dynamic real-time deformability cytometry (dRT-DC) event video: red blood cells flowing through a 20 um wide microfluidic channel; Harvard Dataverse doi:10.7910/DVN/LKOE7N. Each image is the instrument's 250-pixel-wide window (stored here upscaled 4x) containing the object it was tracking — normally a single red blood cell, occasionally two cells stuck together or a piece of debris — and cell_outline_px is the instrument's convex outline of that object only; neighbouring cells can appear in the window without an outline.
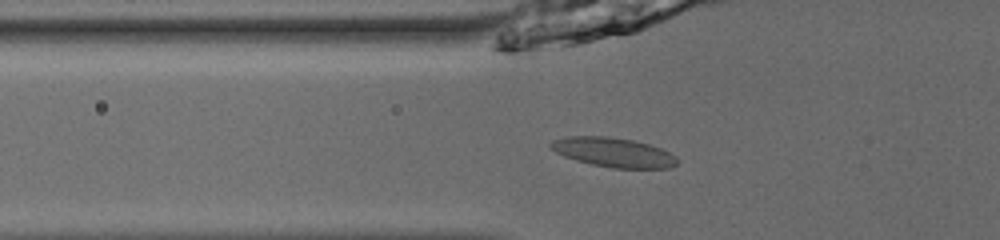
{"species": "common noctule bat (a hibernating species)", "species_latin": "Nyctalus noctula", "temperature_condition": "room temperature", "stored_images_in_passage": 53, "camera_frame_rate_fps": 3000, "um_per_image_px": 0.085, "animal": {"sex": "male", "body_mass_g": 13.0, "forearm_length_mm": 53.1}, "frame": {"image": 1, "passage_image": 21, "time_ms": 6.667, "image_size_px": [1000, 240], "cell_outline_px": [[676, 164], [668, 168], [612, 168], [592, 164], [576, 160], [564, 156], [556, 152], [548, 144], [552, 140], [568, 136], [608, 136], [632, 140], [648, 144], [660, 148], [676, 156]], "centroid_in_image_um": [52.11, 12.94], "position_along_channel_um": 73.7, "area_um2": 21.5}}
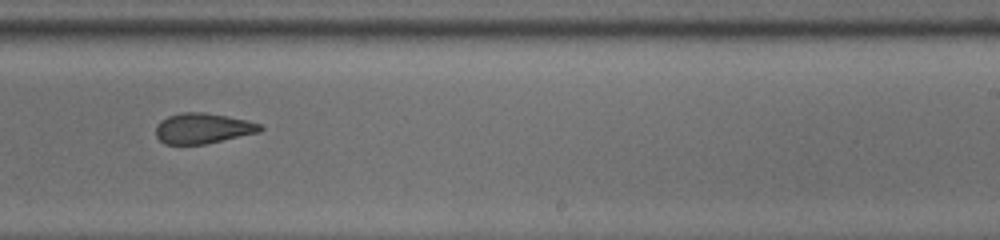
{"frame": {"image": 2, "passage_image": 36, "time_ms": 11.667, "image_size_px": [1000, 240], "cell_outline_px": [[264, 128], [260, 132], [204, 144], [164, 144], [156, 136], [156, 124], [160, 120], [168, 116], [184, 112], [204, 112], [228, 116], [248, 120], [260, 124]], "centroid_in_image_um": [17.24, 10.9], "position_along_channel_um": 271.8, "area_um2": 18.55}}
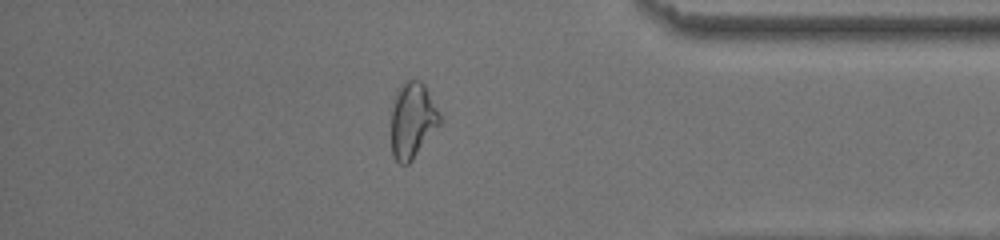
{"frame": {"image": 3, "passage_image": 47, "time_ms": 15.333, "image_size_px": [1000, 240], "cell_outline_px": [[440, 124], [412, 160], [408, 164], [400, 164], [392, 156], [392, 108], [396, 96], [404, 80], [420, 80], [424, 84], [440, 112]], "centroid_in_image_um": [35.07, 10.23], "position_along_channel_um": 400.1, "area_um2": 21.15}, "authors_computed_cell_mechanics": {"area_um2": 20.23, "velocity_mm_per_s": 3.9479, "shape_relaxation_time_tau1_ms": null, "shape_relaxation_time_tau2_ms": 2.3011, "deformation_change_tau1": null, "deformation_change_tau2": 0.0671}}